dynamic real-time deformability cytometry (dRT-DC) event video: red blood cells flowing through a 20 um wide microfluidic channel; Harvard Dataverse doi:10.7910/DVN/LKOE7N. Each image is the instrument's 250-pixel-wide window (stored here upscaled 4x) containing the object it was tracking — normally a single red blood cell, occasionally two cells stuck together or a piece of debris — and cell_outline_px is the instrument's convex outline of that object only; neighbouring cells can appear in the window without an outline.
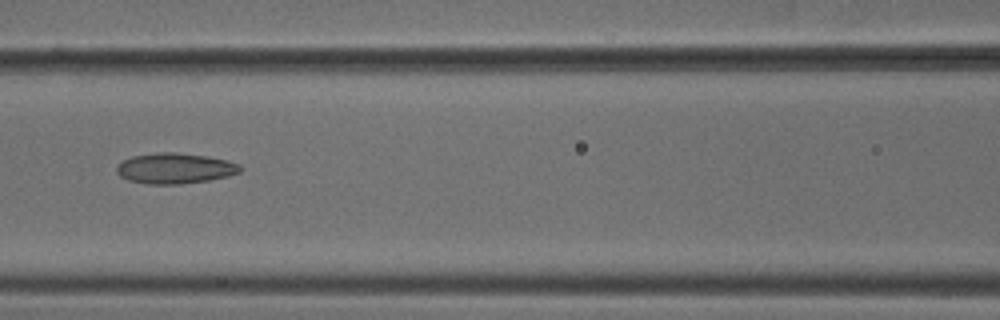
{"species": "common noctule bat (a hibernating species)", "species_latin": "Nyctalus noctula", "temperature_condition": "cold", "stored_images_in_passage": 7, "camera_frame_rate_fps": 3000, "um_per_image_px": 0.085, "animal": {"sex": "male", "body_mass_g": 18.8}, "frame": {"image": 1, "passage_image": 7, "time_ms": 2.0, "image_size_px": [1000, 320], "cell_outline_px": [[244, 168], [240, 172], [228, 176], [208, 180], [180, 184], [148, 184], [128, 180], [120, 176], [116, 172], [116, 168], [124, 160], [132, 156], [160, 152], [176, 152], [208, 156], [228, 160], [240, 164]], "centroid_in_image_um": [14.91, 14.3], "position_along_channel_um": 151.7, "area_um2": 22.08}}